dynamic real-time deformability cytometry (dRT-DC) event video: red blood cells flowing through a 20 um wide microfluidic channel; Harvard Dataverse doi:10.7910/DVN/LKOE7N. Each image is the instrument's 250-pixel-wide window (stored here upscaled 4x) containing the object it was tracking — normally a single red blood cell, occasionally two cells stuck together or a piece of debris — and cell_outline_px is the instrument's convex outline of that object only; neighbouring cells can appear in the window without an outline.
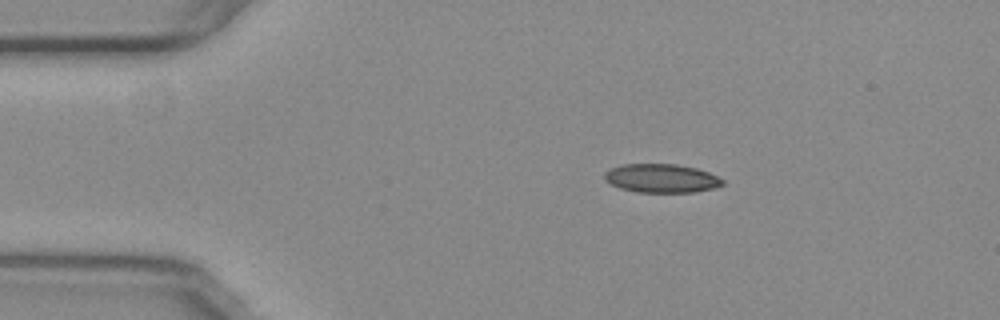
{"species": "common noctule bat (a hibernating species)", "species_latin": "Nyctalus noctula", "temperature_condition": "warm", "stored_images_in_passage": 54, "camera_frame_rate_fps": 3000, "um_per_image_px": 0.085, "animal": {"sex": "female", "body_mass_g": 29.2, "forearm_length_mm": 56.3}, "frame": {"image": 1, "passage_image": 9, "time_ms": 2.667, "image_size_px": [1000, 320], "cell_outline_px": [[724, 184], [712, 188], [692, 192], [636, 192], [620, 188], [604, 180], [604, 172], [612, 168], [624, 164], [676, 164], [696, 168], [708, 172], [724, 180]], "centroid_in_image_um": [56.2, 15.15], "position_along_channel_um": 28.8, "area_um2": 19.59}}
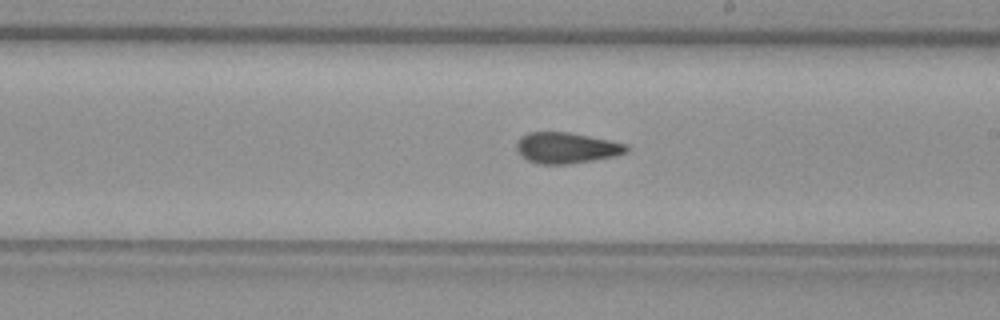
{"frame": {"image": 2, "passage_image": 30, "time_ms": 9.667, "image_size_px": [1000, 320], "cell_outline_px": [[628, 152], [616, 156], [568, 164], [536, 164], [528, 160], [516, 148], [516, 144], [520, 136], [528, 132], [568, 132], [628, 144]], "centroid_in_image_um": [48.15, 12.57], "position_along_channel_um": 240.8, "area_um2": 19.71}}
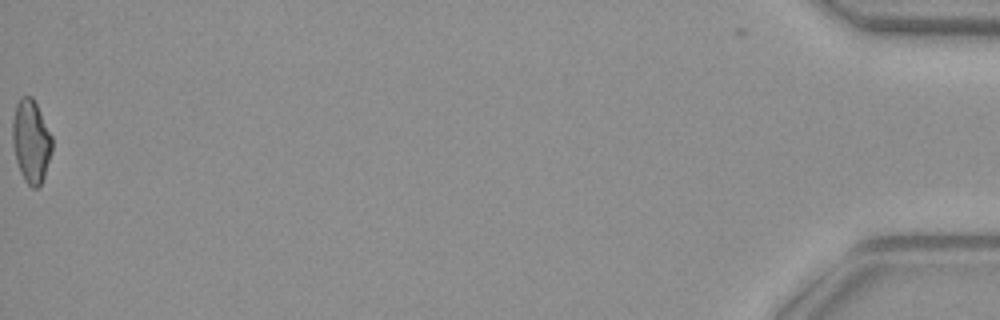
{"frame": {"image": 3, "passage_image": 54, "time_ms": 17.667, "image_size_px": [1000, 320], "cell_outline_px": [[52, 152], [44, 176], [40, 184], [36, 188], [32, 188], [24, 180], [20, 172], [16, 160], [12, 144], [12, 120], [16, 104], [20, 96], [32, 96], [52, 136]], "centroid_in_image_um": [2.62, 12.0], "position_along_channel_um": 432.6, "area_um2": 19.19}, "authors_computed_cell_mechanics": {"area_um2": 19.6809, "velocity_mm_per_s": 3.7841, "shape_relaxation_time_tau1_ms": null, "shape_relaxation_time_tau2_ms": 2.4139, "deformation_change_tau1": null, "deformation_change_tau2": 0.0934}}